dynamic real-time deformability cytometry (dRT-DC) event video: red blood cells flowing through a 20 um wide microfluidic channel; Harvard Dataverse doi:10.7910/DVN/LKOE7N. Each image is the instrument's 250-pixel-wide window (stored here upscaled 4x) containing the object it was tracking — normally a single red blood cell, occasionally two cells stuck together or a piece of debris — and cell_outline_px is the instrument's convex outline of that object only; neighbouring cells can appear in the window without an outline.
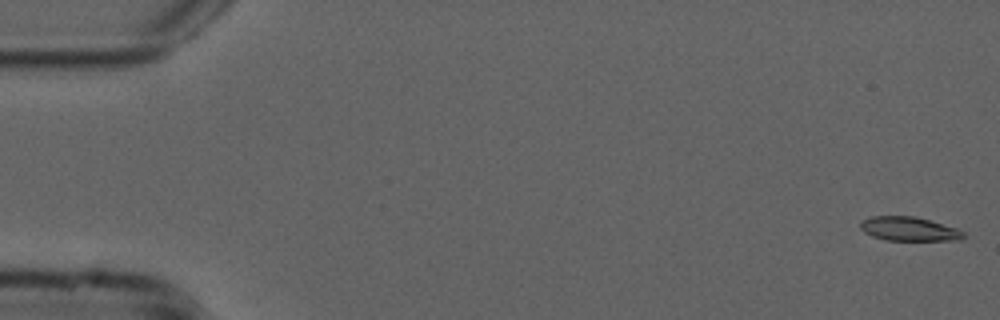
{"species": "common noctule bat (a hibernating species)", "species_latin": "Nyctalus noctula", "temperature_condition": "cold", "stored_images_in_passage": 54, "camera_frame_rate_fps": 3000, "um_per_image_px": 0.085, "animal": {"sex": "male", "forearm_length_mm": 52.5}, "frame": {"image": 1, "passage_image": 1, "time_ms": 0.0, "image_size_px": [1000, 320], "cell_outline_px": [[964, 236], [960, 240], [884, 240], [872, 236], [864, 232], [860, 228], [860, 224], [868, 216], [912, 216], [928, 220], [956, 228], [964, 232]], "centroid_in_image_um": [77.23, 19.46], "position_along_channel_um": 7.8, "area_um2": 14.28}}
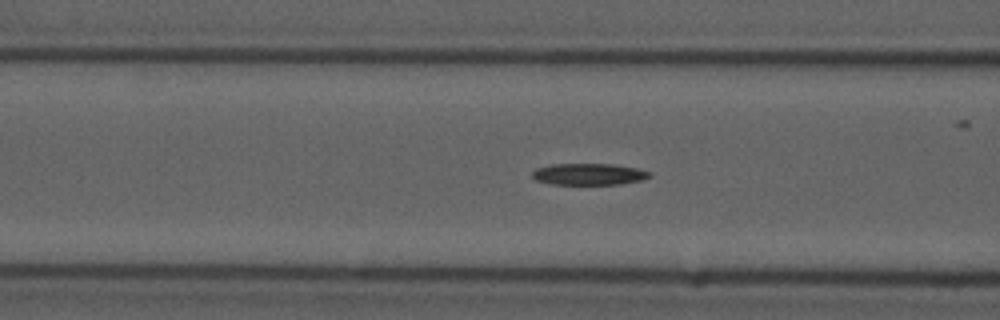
{"frame": {"image": 2, "passage_image": 21, "time_ms": 6.667, "image_size_px": [1000, 320], "cell_outline_px": [[652, 176], [640, 180], [620, 184], [552, 184], [536, 180], [532, 176], [532, 172], [536, 168], [552, 164], [616, 164], [636, 168], [652, 172]], "centroid_in_image_um": [50.06, 14.8], "position_along_channel_um": 116.5, "area_um2": 14.74}}
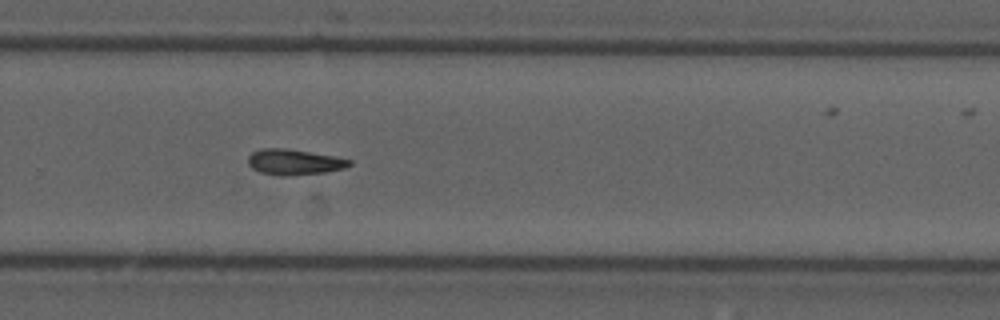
{"frame": {"image": 3, "passage_image": 36, "time_ms": 11.667, "image_size_px": [1000, 320], "cell_outline_px": [[352, 164], [344, 168], [324, 172], [288, 176], [280, 176], [260, 172], [252, 168], [248, 164], [248, 156], [252, 152], [260, 148], [284, 148], [336, 156], [352, 160]], "centroid_in_image_um": [24.99, 13.77], "position_along_channel_um": 304.8, "area_um2": 15.2}, "authors_computed_cell_mechanics": {"area_um2": 14.7968, "velocity_mm_per_s": 3.7694, "shape_relaxation_time_tau1_ms": 7.45, "shape_relaxation_time_tau2_ms": null, "deformation_change_tau1": 0.1506, "deformation_change_tau2": null}}